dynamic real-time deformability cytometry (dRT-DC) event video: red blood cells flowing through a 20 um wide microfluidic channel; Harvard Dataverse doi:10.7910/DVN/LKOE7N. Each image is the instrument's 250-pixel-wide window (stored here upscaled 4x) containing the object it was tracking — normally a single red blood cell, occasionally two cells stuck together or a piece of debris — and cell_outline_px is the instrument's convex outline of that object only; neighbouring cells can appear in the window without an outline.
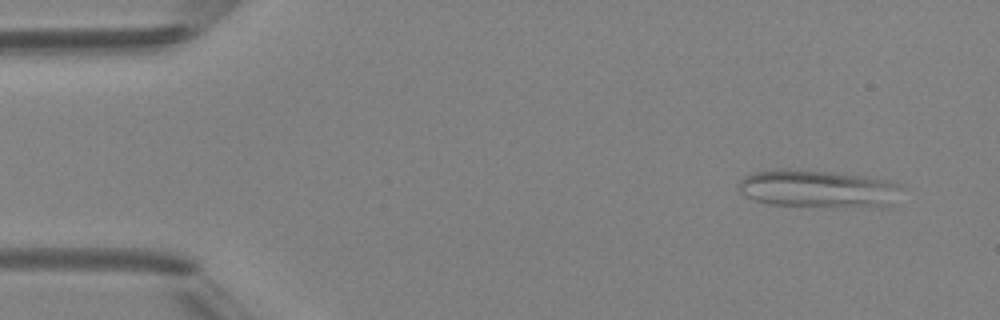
{"species": "Egyptian fruit bat (a non-hibernating species)", "species_latin": "Rousettus aegyptiacus", "temperature_condition": "room temperature", "stored_images_in_passage": 4, "camera_frame_rate_fps": 3000, "um_per_image_px": 0.085, "animal": {"sex": "female"}, "frame": {"image": 1, "passage_image": 1, "time_ms": 0.0, "image_size_px": [1000, 320], "cell_outline_px": [[900, 184], [888, 204], [880, 208], [768, 204], [756, 200], [740, 192], [740, 180], [744, 176], [752, 172], [832, 172], [864, 176], [888, 180]], "centroid_in_image_um": [69.55, 16.09], "position_along_channel_um": 15.5, "area_um2": 34.1}}